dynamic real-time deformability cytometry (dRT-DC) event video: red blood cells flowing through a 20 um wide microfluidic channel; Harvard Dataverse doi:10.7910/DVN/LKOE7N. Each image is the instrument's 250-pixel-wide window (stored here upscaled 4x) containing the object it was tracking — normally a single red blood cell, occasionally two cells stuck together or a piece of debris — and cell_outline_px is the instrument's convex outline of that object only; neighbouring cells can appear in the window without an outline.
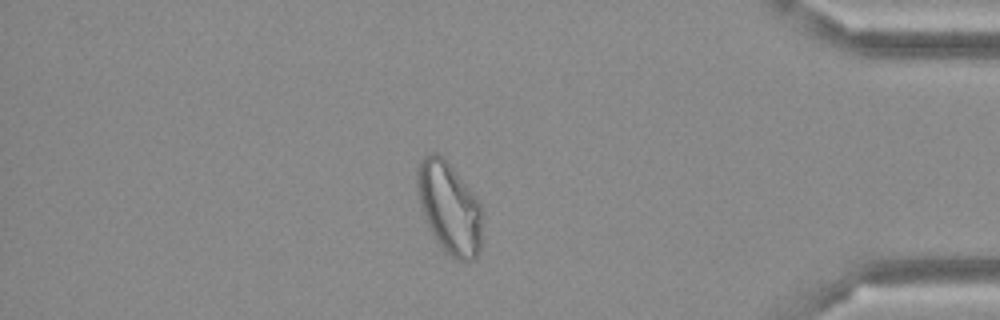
{"species": "Egyptian fruit bat (a non-hibernating species)", "species_latin": "Rousettus aegyptiacus", "temperature_condition": "cold", "stored_images_in_passage": 50, "camera_frame_rate_fps": 3000, "um_per_image_px": 0.085, "frame": {"image": 1, "passage_image": 43, "time_ms": 14.0, "image_size_px": [1000, 320], "cell_outline_px": [[484, 212], [480, 252], [476, 260], [456, 260], [444, 252], [428, 228], [416, 192], [416, 172], [424, 156], [432, 152], [436, 152], [452, 168], [476, 196]], "centroid_in_image_um": [38.22, 17.73], "position_along_channel_um": 397.0, "area_um2": 35.2}}